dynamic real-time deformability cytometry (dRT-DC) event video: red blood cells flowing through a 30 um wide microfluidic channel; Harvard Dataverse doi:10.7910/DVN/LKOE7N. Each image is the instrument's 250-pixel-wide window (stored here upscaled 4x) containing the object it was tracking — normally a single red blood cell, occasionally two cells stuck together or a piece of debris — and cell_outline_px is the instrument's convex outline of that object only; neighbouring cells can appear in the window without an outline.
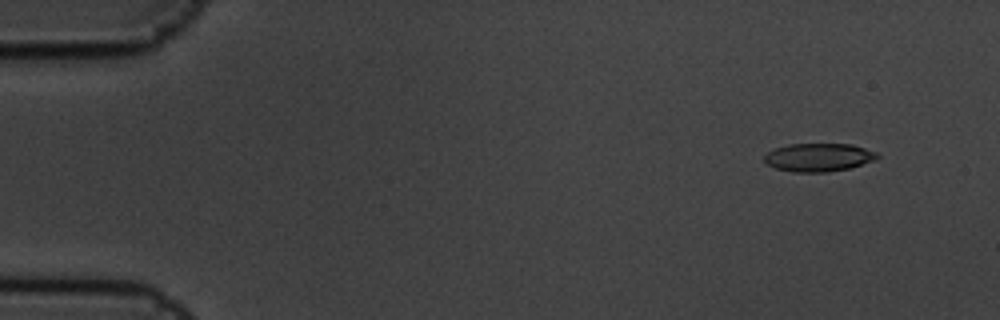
{"species": "common noctule bat (a hibernating species)", "species_latin": "Nyctalus noctula", "temperature_condition": "cold", "stored_images_in_passage": 7, "camera_frame_rate_fps": 3000, "um_per_image_px": 0.085, "animal": {"sex": "male", "body_mass_g": 19.5, "forearm_length_mm": 54.6}, "frame": {"image": 1, "passage_image": 2, "time_ms": 0.333, "image_size_px": [1000, 320], "cell_outline_px": [[880, 156], [876, 160], [848, 168], [824, 172], [792, 172], [776, 168], [768, 164], [764, 160], [764, 156], [768, 152], [776, 148], [788, 144], [852, 144], [876, 152]], "centroid_in_image_um": [69.59, 13.37], "position_along_channel_um": 15.4, "area_um2": 18.44}}
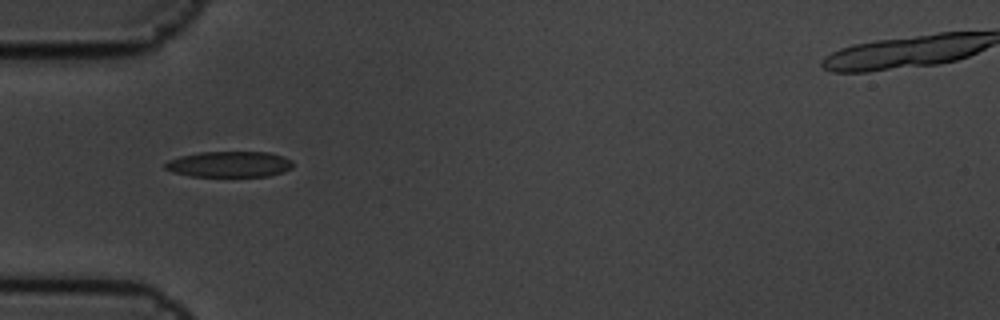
{"frame": {"image": 2, "passage_image": 6, "time_ms": 1.667, "image_size_px": [1000, 320], "cell_outline_px": [[292, 168], [284, 172], [268, 176], [192, 176], [172, 172], [164, 168], [164, 164], [168, 160], [180, 156], [200, 152], [268, 152], [284, 156], [292, 160]], "centroid_in_image_um": [19.5, 13.96], "position_along_channel_um": 65.5, "area_um2": 19.31}}
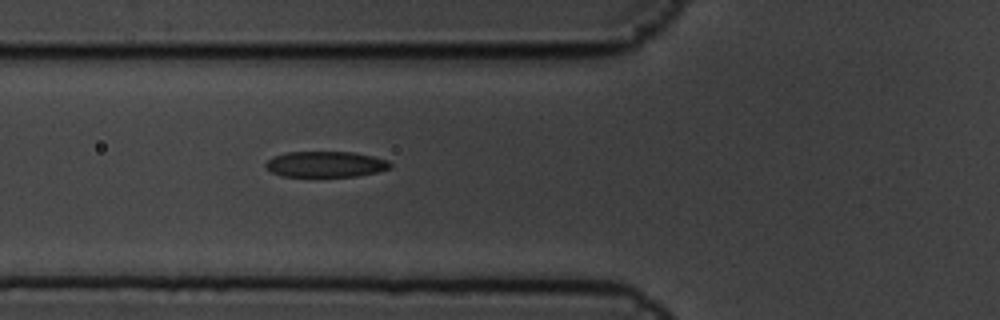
{"frame": {"image": 3, "passage_image": 7, "time_ms": 2.0, "image_size_px": [1000, 320], "cell_outline_px": [[392, 164], [388, 168], [376, 172], [356, 176], [284, 176], [272, 172], [264, 164], [268, 160], [276, 156], [288, 152], [356, 152], [388, 160]], "centroid_in_image_um": [27.7, 13.95], "position_along_channel_um": 98.1, "area_um2": 18.44}}